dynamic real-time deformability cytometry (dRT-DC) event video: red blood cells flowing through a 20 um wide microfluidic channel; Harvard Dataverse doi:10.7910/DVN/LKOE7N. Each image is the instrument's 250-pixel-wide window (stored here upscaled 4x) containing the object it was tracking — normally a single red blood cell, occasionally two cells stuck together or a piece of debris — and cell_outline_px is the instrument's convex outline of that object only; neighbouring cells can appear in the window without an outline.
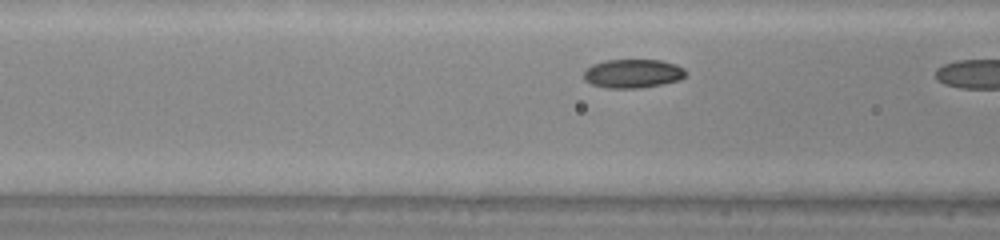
{"species": "common noctule bat (a hibernating species)", "species_latin": "Nyctalus noctula", "temperature_condition": "warm", "stored_images_in_passage": 6, "camera_frame_rate_fps": 3000, "um_per_image_px": 0.085, "animal": {"sex": "male", "body_mass_g": 20.0, "forearm_length_mm": 53.3}, "frame": {"image": 1, "passage_image": 5, "time_ms": 1.333, "image_size_px": [1000, 240], "cell_outline_px": [[688, 72], [680, 80], [664, 84], [640, 88], [608, 88], [592, 84], [584, 80], [584, 72], [592, 64], [608, 60], [660, 60], [676, 64], [684, 68]], "centroid_in_image_um": [53.83, 6.25], "position_along_channel_um": 112.8, "area_um2": 17.17}}